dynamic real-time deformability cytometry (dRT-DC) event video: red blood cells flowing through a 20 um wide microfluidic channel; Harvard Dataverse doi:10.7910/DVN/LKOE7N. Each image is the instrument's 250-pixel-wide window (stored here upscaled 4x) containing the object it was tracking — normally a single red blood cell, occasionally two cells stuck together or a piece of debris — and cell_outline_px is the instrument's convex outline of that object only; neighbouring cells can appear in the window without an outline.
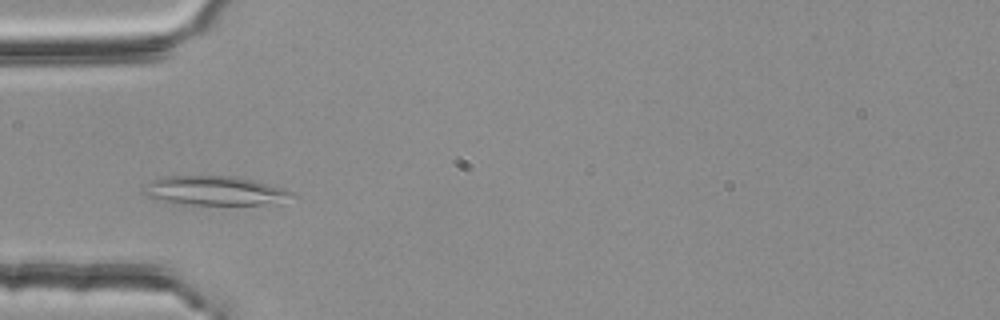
{"species": "common noctule bat (a hibernating species)", "species_latin": "Nyctalus noctula", "temperature_condition": "room temperature", "stored_images_in_passage": 2, "camera_frame_rate_fps": 3000, "um_per_image_px": 0.085, "animal": {"sex": "female", "body_mass_g": 25.1}, "frame": {"image": 1, "passage_image": 2, "time_ms": 0.333, "image_size_px": [1000, 320], "cell_outline_px": [[300, 196], [280, 204], [172, 204], [156, 200], [140, 192], [152, 180], [164, 176], [232, 176], [252, 180], [284, 188]], "centroid_in_image_um": [18.3, 16.23], "position_along_channel_um": 66.7, "area_um2": 25.61}}